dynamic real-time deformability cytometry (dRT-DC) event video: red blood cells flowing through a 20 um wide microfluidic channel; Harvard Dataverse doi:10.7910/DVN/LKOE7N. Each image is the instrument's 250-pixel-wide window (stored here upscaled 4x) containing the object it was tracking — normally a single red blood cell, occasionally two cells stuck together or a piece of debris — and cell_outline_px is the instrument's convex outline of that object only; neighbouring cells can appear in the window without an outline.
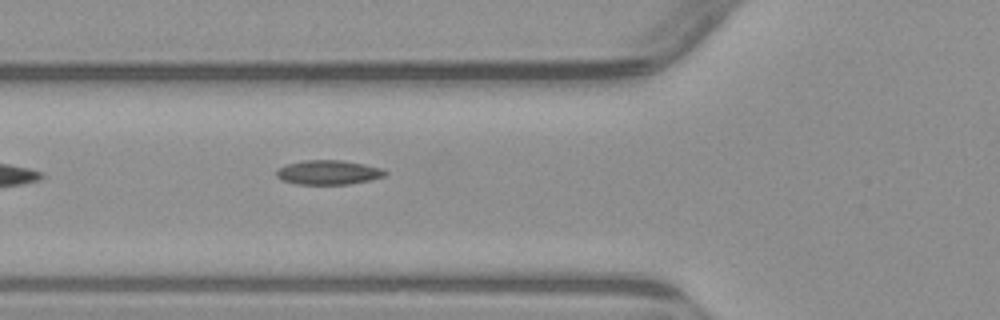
{"species": "common noctule bat (a hibernating species)", "species_latin": "Nyctalus noctula", "temperature_condition": "warm", "stored_images_in_passage": 3, "camera_frame_rate_fps": 3000, "um_per_image_px": 0.085, "animal": {"sex": "male", "body_mass_g": 23.1, "forearm_length_mm": 52.7}, "frame": {"image": 1, "passage_image": 3, "time_ms": 3.0, "image_size_px": [1000, 320], "cell_outline_px": [[388, 172], [384, 176], [368, 180], [348, 184], [296, 184], [280, 180], [276, 176], [276, 168], [288, 164], [304, 160], [340, 160], [364, 164], [384, 168]], "centroid_in_image_um": [27.88, 14.65], "position_along_channel_um": 97.9, "area_um2": 15.49}}